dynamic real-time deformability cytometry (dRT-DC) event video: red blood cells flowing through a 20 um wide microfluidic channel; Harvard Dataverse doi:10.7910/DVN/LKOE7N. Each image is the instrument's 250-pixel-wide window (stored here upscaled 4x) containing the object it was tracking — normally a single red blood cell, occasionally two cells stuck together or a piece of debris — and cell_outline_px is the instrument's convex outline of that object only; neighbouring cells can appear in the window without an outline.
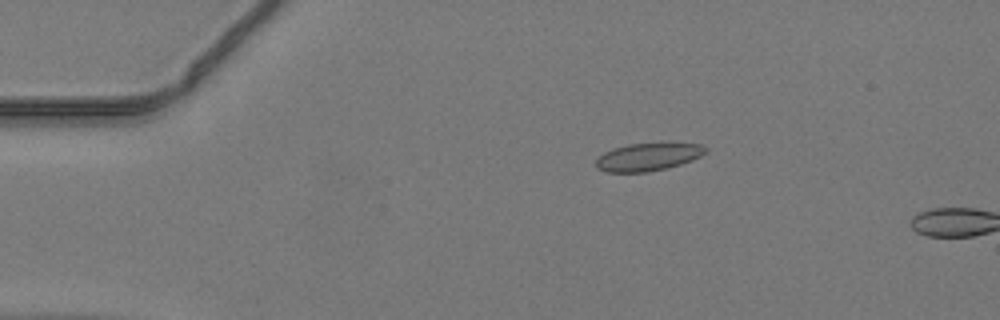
{"species": "common noctule bat (a hibernating species)", "species_latin": "Nyctalus noctula", "temperature_condition": "warm", "stored_images_in_passage": 3, "camera_frame_rate_fps": 3000, "um_per_image_px": 0.085, "animal": {"sex": "male", "body_mass_g": 19.2, "forearm_length_mm": 51.8}, "frame": {"image": 1, "passage_image": 1, "time_ms": 0.0, "image_size_px": [1000, 320], "cell_outline_px": [[708, 152], [692, 160], [668, 168], [648, 172], [604, 172], [596, 168], [596, 160], [604, 152], [612, 148], [628, 144], [660, 140], [700, 144], [708, 148]], "centroid_in_image_um": [55.13, 13.29], "position_along_channel_um": 29.9, "area_um2": 18.67}}